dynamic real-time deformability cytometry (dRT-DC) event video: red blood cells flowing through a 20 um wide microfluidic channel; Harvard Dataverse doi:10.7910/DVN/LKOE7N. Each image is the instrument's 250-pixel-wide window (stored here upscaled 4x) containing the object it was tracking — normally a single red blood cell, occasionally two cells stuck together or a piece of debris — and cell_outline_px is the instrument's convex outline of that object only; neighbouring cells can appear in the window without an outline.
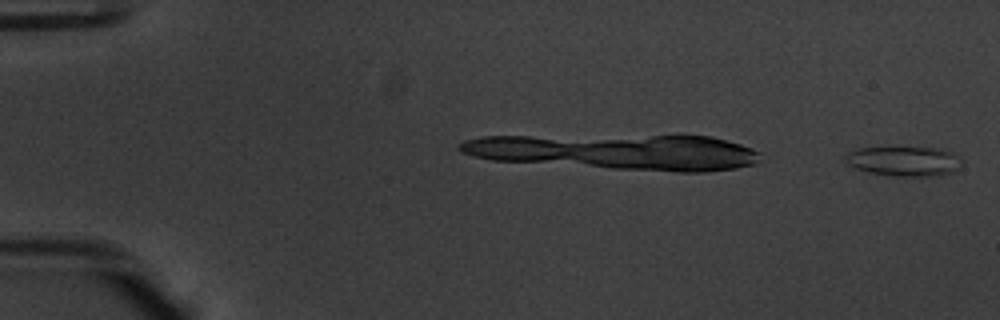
{"species": "common noctule bat (a hibernating species)", "species_latin": "Nyctalus noctula", "temperature_condition": "warm", "stored_images_in_passage": 53, "camera_frame_rate_fps": 3000, "um_per_image_px": 0.085, "animal": {"sex": "male", "body_mass_g": 20.1, "forearm_length_mm": 53.5}, "frame": {"image": 1, "passage_image": 1, "time_ms": 0.0, "image_size_px": [1000, 320], "cell_outline_px": [[964, 160], [952, 172], [940, 176], [896, 176], [868, 172], [856, 168], [848, 164], [844, 160], [844, 156], [848, 152], [860, 148], [936, 148], [952, 152]], "centroid_in_image_um": [76.85, 13.71], "position_along_channel_um": 8.2, "area_um2": 20.06}}
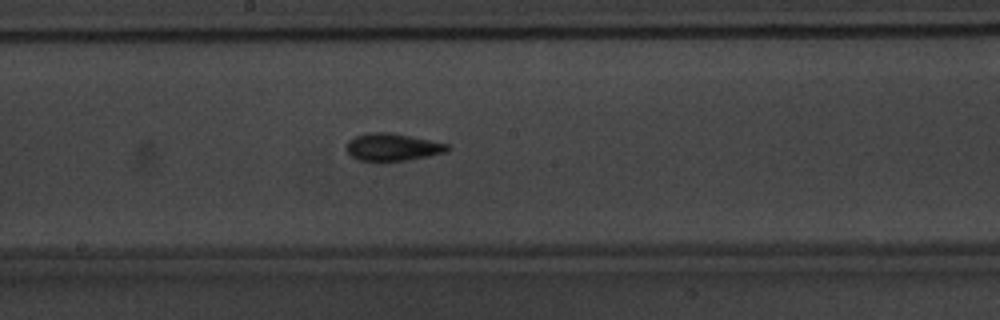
{"frame": {"image": 2, "passage_image": 30, "time_ms": 9.667, "image_size_px": [1000, 320], "cell_outline_px": [[448, 148], [444, 152], [428, 156], [380, 164], [360, 160], [352, 156], [344, 148], [348, 140], [356, 136], [368, 132], [388, 132], [448, 144]], "centroid_in_image_um": [33.26, 12.53], "position_along_channel_um": 214.9, "area_um2": 16.3}}
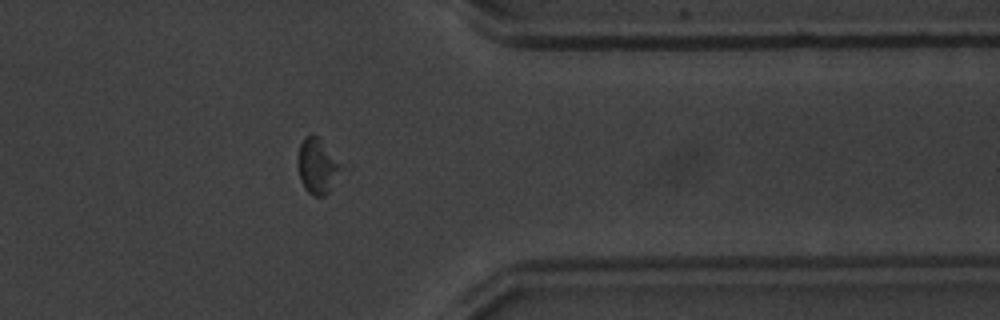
{"frame": {"image": 3, "passage_image": 44, "time_ms": 14.333, "image_size_px": [1000, 320], "cell_outline_px": [[348, 168], [328, 192], [324, 196], [312, 196], [304, 188], [300, 180], [296, 164], [296, 160], [300, 144], [304, 136], [316, 136]], "centroid_in_image_um": [27.03, 14.16], "position_along_channel_um": 384.4, "area_um2": 14.62}, "authors_computed_cell_mechanics": {"area_um2": 15.0858, "velocity_mm_per_s": 3.7973, "shape_relaxation_time_tau1_ms": 2.7698, "shape_relaxation_time_tau2_ms": 1.7492, "deformation_change_tau1": 0.1359, "deformation_change_tau2": 0.0928}}